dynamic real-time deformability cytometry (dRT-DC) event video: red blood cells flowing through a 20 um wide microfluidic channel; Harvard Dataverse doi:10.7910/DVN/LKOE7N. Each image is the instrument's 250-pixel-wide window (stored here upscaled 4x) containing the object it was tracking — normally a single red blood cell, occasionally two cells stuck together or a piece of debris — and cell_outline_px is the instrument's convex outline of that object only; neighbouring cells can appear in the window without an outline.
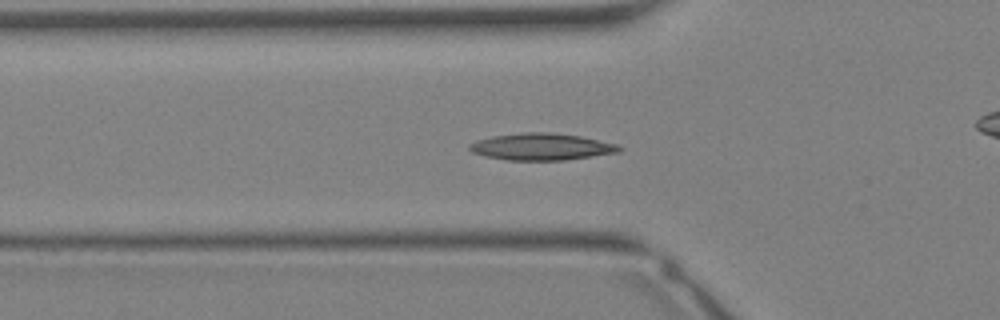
{"species": "Egyptian fruit bat (a non-hibernating species)", "species_latin": "Rousettus aegyptiacus", "temperature_condition": "warm", "stored_images_in_passage": 13, "camera_frame_rate_fps": 3000, "um_per_image_px": 0.085, "animal": {"sex": "female"}, "frame": {"image": 1, "passage_image": 11, "time_ms": 3.333, "image_size_px": [1000, 320], "cell_outline_px": [[624, 148], [620, 152], [564, 160], [508, 160], [484, 156], [472, 152], [468, 148], [468, 144], [476, 140], [492, 136], [524, 132], [552, 132], [580, 136], [616, 144]], "centroid_in_image_um": [46.0, 12.47], "position_along_channel_um": 79.8, "area_um2": 23.47}}